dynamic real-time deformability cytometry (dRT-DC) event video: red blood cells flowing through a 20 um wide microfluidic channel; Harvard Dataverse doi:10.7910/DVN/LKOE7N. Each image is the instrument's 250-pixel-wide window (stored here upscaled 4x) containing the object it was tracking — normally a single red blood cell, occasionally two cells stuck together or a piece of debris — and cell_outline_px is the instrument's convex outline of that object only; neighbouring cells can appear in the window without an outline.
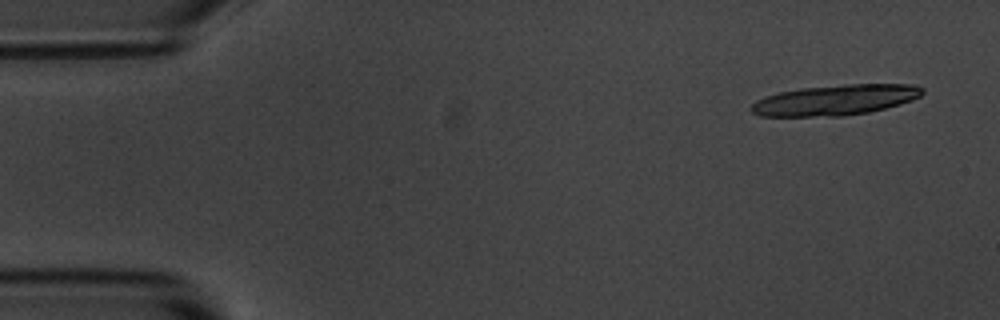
{"species": "common noctule bat (a hibernating species)", "species_latin": "Nyctalus noctula", "temperature_condition": "room temperature", "stored_images_in_passage": 4, "camera_frame_rate_fps": 3000, "um_per_image_px": 0.085, "animal": {"sex": "male", "body_mass_g": 20.1, "forearm_length_mm": 53.5}, "frame": {"image": 1, "passage_image": 1, "time_ms": 0.0, "image_size_px": [1000, 320], "cell_outline_px": [[924, 92], [920, 96], [912, 100], [900, 104], [868, 112], [844, 116], [760, 116], [752, 112], [748, 108], [756, 100], [764, 96], [780, 92], [800, 88], [844, 84], [916, 84], [924, 88]], "centroid_in_image_um": [71.0, 8.49], "position_along_channel_um": 14.0, "area_um2": 30.58}}